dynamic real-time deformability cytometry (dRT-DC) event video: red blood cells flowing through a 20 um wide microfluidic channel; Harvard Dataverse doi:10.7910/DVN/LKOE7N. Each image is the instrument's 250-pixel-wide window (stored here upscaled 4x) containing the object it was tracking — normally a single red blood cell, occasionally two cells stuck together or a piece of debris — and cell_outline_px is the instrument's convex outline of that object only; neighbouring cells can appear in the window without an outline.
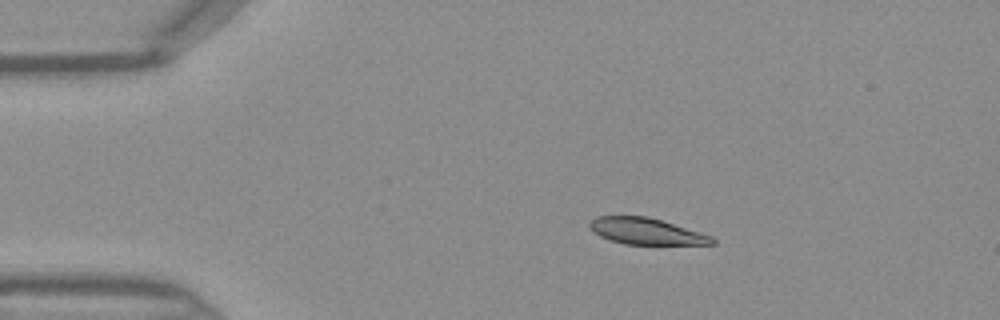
{"species": "Egyptian fruit bat (a non-hibernating species)", "species_latin": "Rousettus aegyptiacus", "temperature_condition": "warm", "stored_images_in_passage": 38, "camera_frame_rate_fps": 3000, "um_per_image_px": 0.085, "frame": {"image": 1, "passage_image": 1, "time_ms": 0.0, "image_size_px": [1000, 320], "cell_outline_px": [[716, 244], [624, 244], [600, 236], [588, 224], [596, 216], [648, 216], [700, 232], [712, 236], [716, 240]], "centroid_in_image_um": [54.96, 19.65], "position_along_channel_um": 30.0, "area_um2": 18.55}}
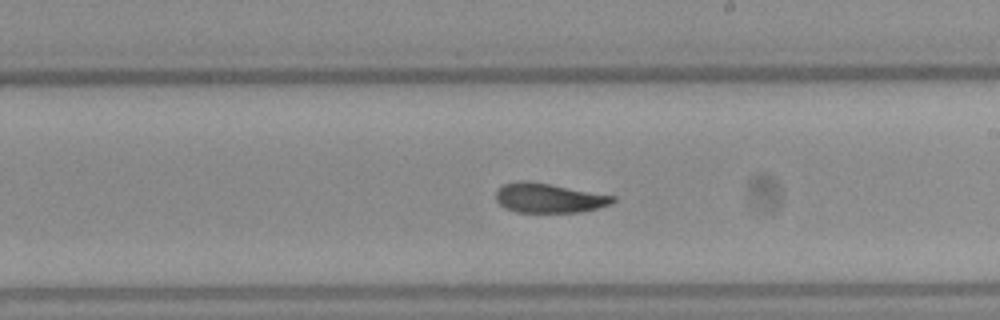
{"frame": {"image": 2, "passage_image": 19, "time_ms": 6.0, "image_size_px": [1000, 320], "cell_outline_px": [[616, 200], [612, 204], [580, 212], [516, 212], [504, 208], [496, 200], [496, 192], [504, 184], [520, 180], [528, 180], [616, 196]], "centroid_in_image_um": [46.65, 16.83], "position_along_channel_um": 242.3, "area_um2": 20.11}}
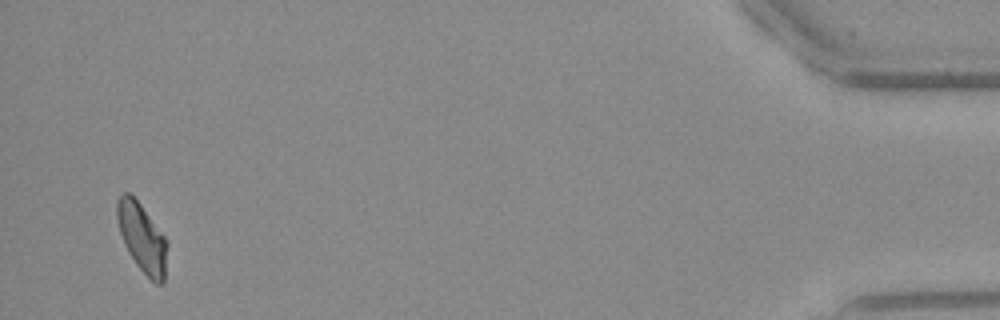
{"frame": {"image": 3, "passage_image": 37, "time_ms": 12.0, "image_size_px": [1000, 320], "cell_outline_px": [[168, 244], [164, 284], [156, 284], [136, 264], [128, 252], [124, 244], [120, 232], [116, 216], [116, 200], [124, 192], [132, 192], [164, 236]], "centroid_in_image_um": [12.07, 20.18], "position_along_channel_um": 423.1, "area_um2": 20.23}}